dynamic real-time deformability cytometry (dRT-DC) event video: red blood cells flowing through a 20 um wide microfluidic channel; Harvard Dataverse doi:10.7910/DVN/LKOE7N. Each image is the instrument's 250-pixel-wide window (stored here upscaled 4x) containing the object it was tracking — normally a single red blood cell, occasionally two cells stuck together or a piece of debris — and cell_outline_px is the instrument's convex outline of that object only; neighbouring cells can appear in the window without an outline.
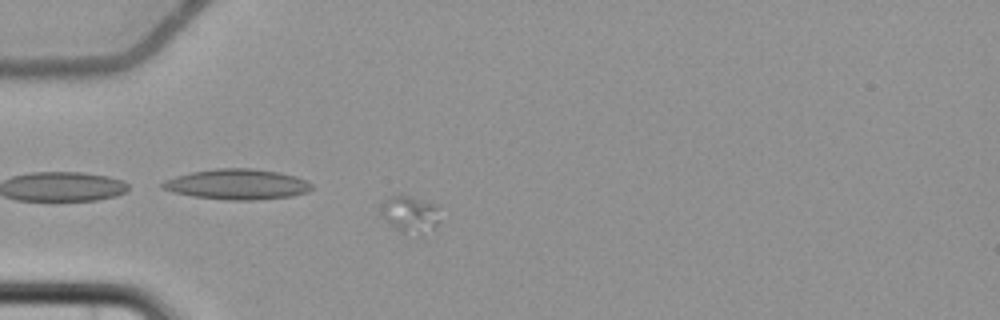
{"species": "common noctule bat (a hibernating species)", "species_latin": "Nyctalus noctula", "temperature_condition": "cold", "stored_images_in_passage": 7, "camera_frame_rate_fps": 3000, "um_per_image_px": 0.085, "animal": {"sex": "female", "body_mass_g": 22.7, "forearm_length_mm": 54.2}, "frame": {"image": 1, "passage_image": 2, "time_ms": 3.0, "image_size_px": [1000, 320], "cell_outline_px": [[440, 220], [436, 232], [420, 236], [404, 232], [396, 228], [380, 212], [384, 200], [388, 196], [412, 196], [440, 204]], "centroid_in_image_um": [35.02, 18.23], "position_along_channel_um": 50.0, "area_um2": 13.24}}
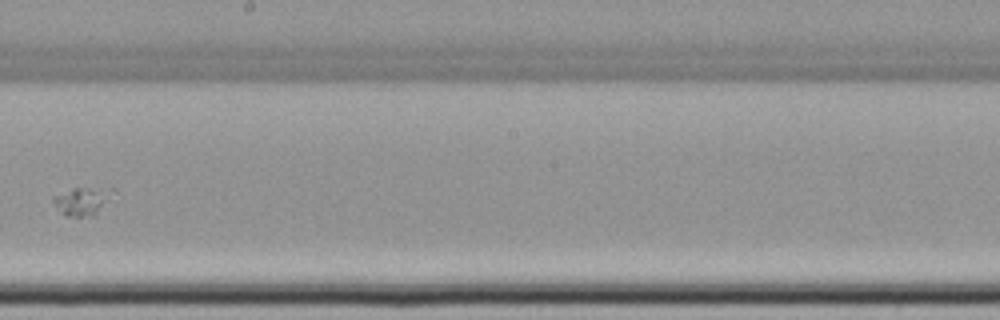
{"frame": {"image": 2, "passage_image": 7, "time_ms": 9.0, "image_size_px": [1000, 320], "cell_outline_px": [[116, 204], [96, 216], [64, 216], [52, 200], [52, 196], [72, 188], [116, 188]], "centroid_in_image_um": [7.24, 17.11], "position_along_channel_um": 241.0, "area_um2": 10.81}}